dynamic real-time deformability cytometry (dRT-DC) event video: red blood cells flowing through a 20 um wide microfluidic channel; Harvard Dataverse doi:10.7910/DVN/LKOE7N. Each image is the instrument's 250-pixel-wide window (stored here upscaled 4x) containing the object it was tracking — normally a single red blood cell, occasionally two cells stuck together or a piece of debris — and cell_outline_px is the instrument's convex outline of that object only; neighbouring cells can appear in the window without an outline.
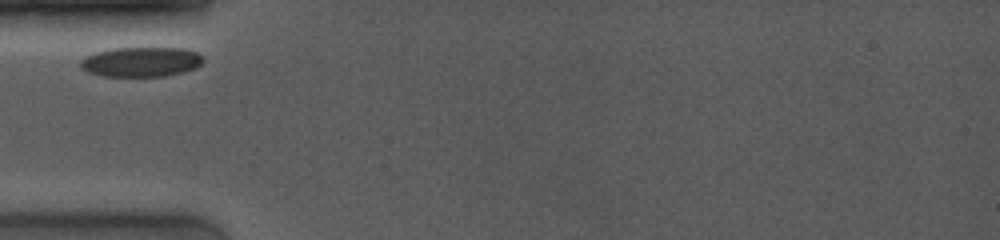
{"species": "common noctule bat (a hibernating species)", "species_latin": "Nyctalus noctula", "temperature_condition": "room temperature", "stored_images_in_passage": 6, "camera_frame_rate_fps": 4000, "um_per_image_px": 0.085, "animal": {"sex": "female", "body_mass_g": 19.0, "forearm_length_mm": 53.3}, "frame": {"image": 1, "passage_image": 1, "time_ms": 0.0, "image_size_px": [1000, 240], "cell_outline_px": [[204, 60], [196, 68], [184, 72], [164, 76], [104, 76], [88, 72], [80, 68], [80, 60], [96, 52], [112, 48], [184, 48], [196, 52]], "centroid_in_image_um": [11.99, 5.26], "position_along_channel_um": 73.0, "area_um2": 21.21}}
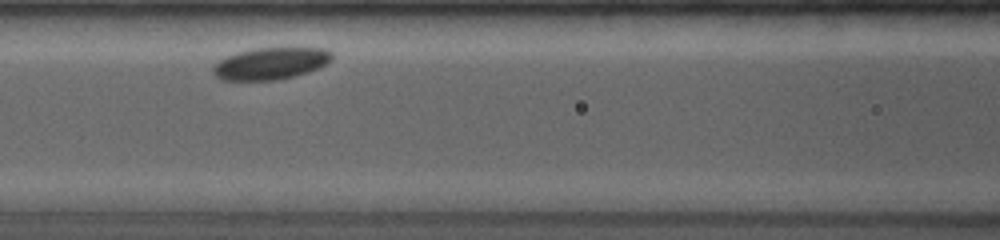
{"frame": {"image": 2, "passage_image": 3, "time_ms": 2.0, "image_size_px": [1000, 240], "cell_outline_px": [[332, 60], [328, 64], [320, 68], [296, 76], [280, 80], [220, 80], [212, 72], [212, 68], [224, 56], [236, 52], [252, 48], [324, 48], [332, 52]], "centroid_in_image_um": [23.02, 5.4], "position_along_channel_um": 143.6, "area_um2": 22.48}}
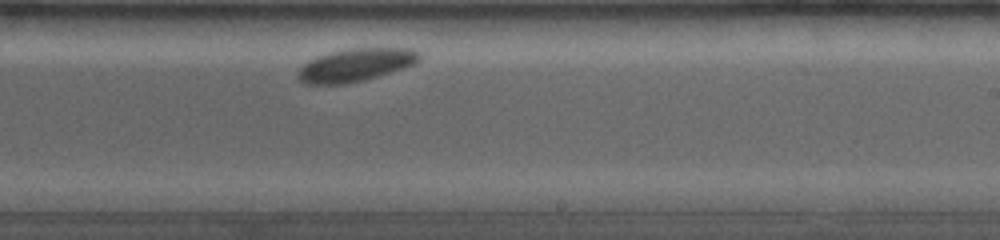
{"frame": {"image": 3, "passage_image": 6, "time_ms": 5.25, "image_size_px": [1000, 240], "cell_outline_px": [[420, 60], [404, 68], [364, 80], [344, 84], [308, 84], [300, 80], [296, 72], [308, 60], [332, 52], [348, 48], [412, 48], [420, 52]], "centroid_in_image_um": [30.24, 5.52], "position_along_channel_um": 258.8, "area_um2": 23.12}}